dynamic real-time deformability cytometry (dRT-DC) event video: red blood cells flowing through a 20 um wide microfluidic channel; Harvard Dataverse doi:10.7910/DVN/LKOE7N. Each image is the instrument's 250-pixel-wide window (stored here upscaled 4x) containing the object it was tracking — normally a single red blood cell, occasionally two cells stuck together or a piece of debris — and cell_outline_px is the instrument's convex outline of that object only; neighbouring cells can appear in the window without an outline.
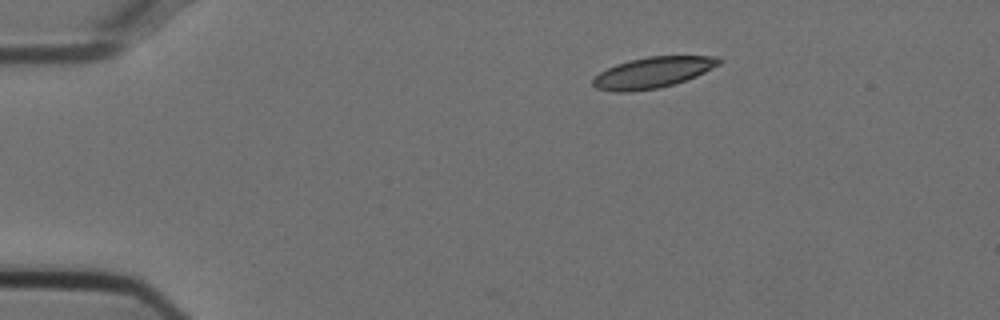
{"species": "Egyptian fruit bat (a non-hibernating species)", "species_latin": "Rousettus aegyptiacus", "temperature_condition": "cold", "stored_images_in_passage": 46, "camera_frame_rate_fps": 3000, "um_per_image_px": 0.085, "animal": {"sex": "female"}, "frame": {"image": 1, "passage_image": 1, "time_ms": 0.0, "image_size_px": [1000, 320], "cell_outline_px": [[720, 64], [696, 76], [672, 84], [656, 88], [628, 92], [612, 92], [596, 88], [592, 84], [592, 80], [600, 72], [616, 64], [628, 60], [648, 56], [716, 56], [720, 60]], "centroid_in_image_um": [55.44, 6.16], "position_along_channel_um": 29.6, "area_um2": 22.48}}
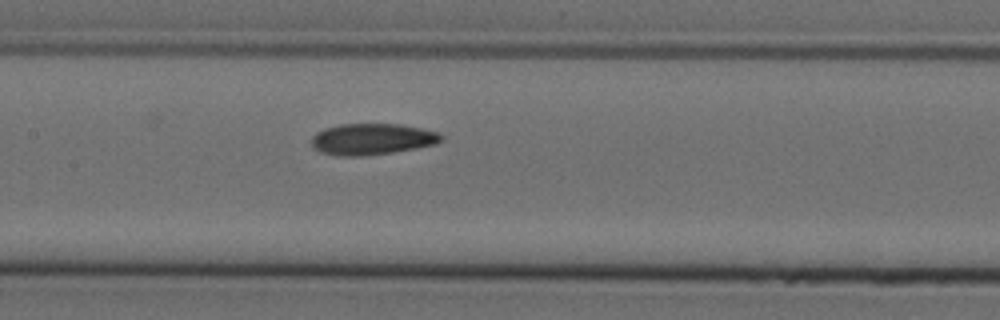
{"frame": {"image": 2, "passage_image": 18, "time_ms": 5.667, "image_size_px": [1000, 320], "cell_outline_px": [[444, 140], [436, 144], [416, 148], [392, 152], [364, 156], [340, 156], [320, 152], [312, 148], [312, 136], [316, 132], [324, 128], [340, 124], [400, 124], [440, 132], [444, 136]], "centroid_in_image_um": [31.63, 11.82], "position_along_channel_um": 175.8, "area_um2": 23.87}}
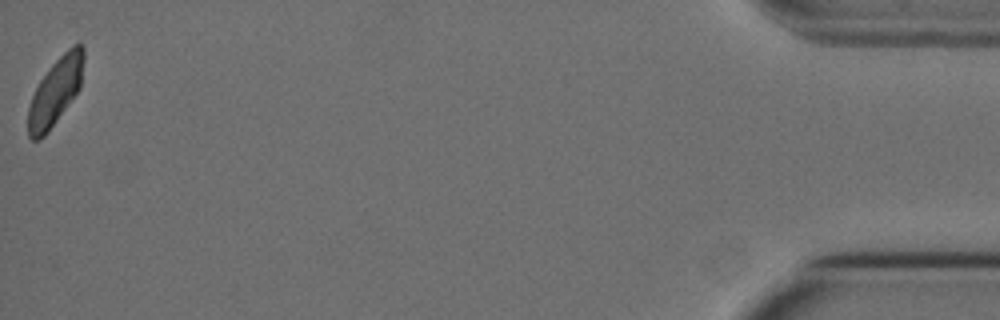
{"frame": {"image": 3, "passage_image": 46, "time_ms": 15.0, "image_size_px": [1000, 320], "cell_outline_px": [[84, 60], [80, 88], [48, 132], [40, 140], [32, 140], [28, 136], [28, 108], [32, 96], [40, 80], [48, 68], [72, 44], [80, 40], [84, 44]], "centroid_in_image_um": [4.73, 7.73], "position_along_channel_um": 430.5, "area_um2": 21.85}, "authors_computed_cell_mechanics": {"area_um2": 23.2934, "velocity_mm_per_s": 3.7052, "shape_relaxation_time_tau1_ms": 4.8247, "shape_relaxation_time_tau2_ms": 3.8988, "deformation_change_tau1": 0.1246, "deformation_change_tau2": 0.0989}}